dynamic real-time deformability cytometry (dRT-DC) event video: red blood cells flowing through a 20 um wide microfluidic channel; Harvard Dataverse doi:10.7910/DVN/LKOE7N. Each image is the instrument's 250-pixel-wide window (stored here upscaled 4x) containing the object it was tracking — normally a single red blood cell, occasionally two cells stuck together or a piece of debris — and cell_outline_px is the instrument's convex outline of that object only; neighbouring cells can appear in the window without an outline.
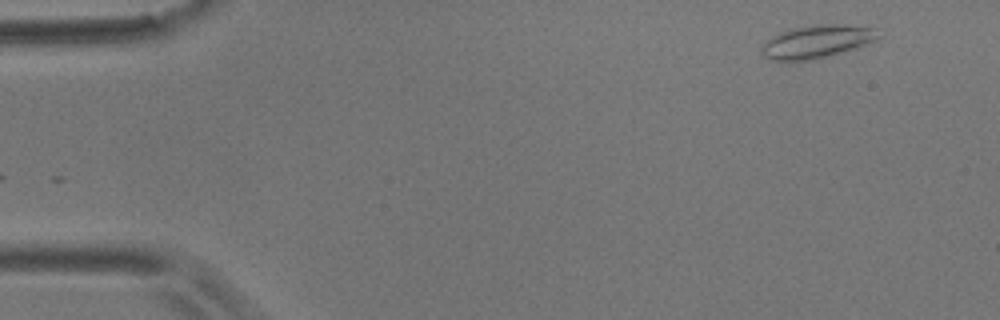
{"species": "common noctule bat (a hibernating species)", "species_latin": "Nyctalus noctula", "temperature_condition": "room temperature", "stored_images_in_passage": 54, "camera_frame_rate_fps": 3000, "um_per_image_px": 0.085, "animal": {"sex": "male", "body_mass_g": 17.9}, "frame": {"image": 1, "passage_image": 2, "time_ms": 0.333, "image_size_px": [1000, 320], "cell_outline_px": [[880, 36], [876, 40], [856, 48], [812, 60], [784, 64], [768, 60], [760, 52], [760, 48], [772, 36], [780, 32], [792, 28], [816, 24], [844, 24], [876, 28]], "centroid_in_image_um": [69.36, 3.57], "position_along_channel_um": 15.6, "area_um2": 23.06}}
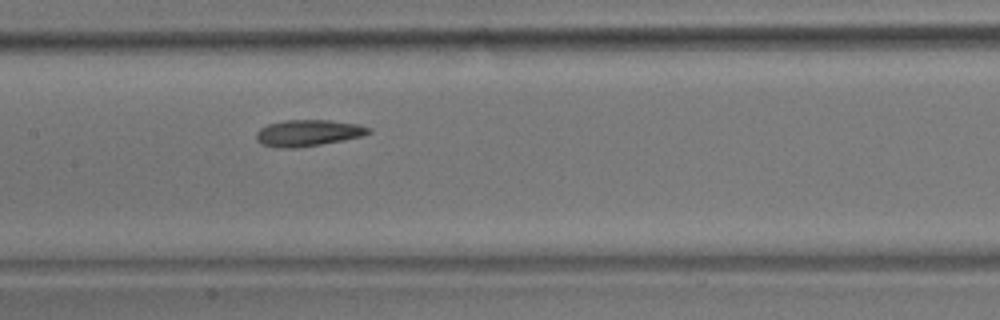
{"frame": {"image": 2, "passage_image": 25, "time_ms": 8.0, "image_size_px": [1000, 320], "cell_outline_px": [[372, 132], [360, 136], [320, 144], [292, 148], [276, 148], [260, 144], [256, 140], [256, 132], [260, 128], [268, 124], [284, 120], [328, 120], [360, 124], [372, 128]], "centroid_in_image_um": [26.15, 11.29], "position_along_channel_um": 181.2, "area_um2": 17.28}}
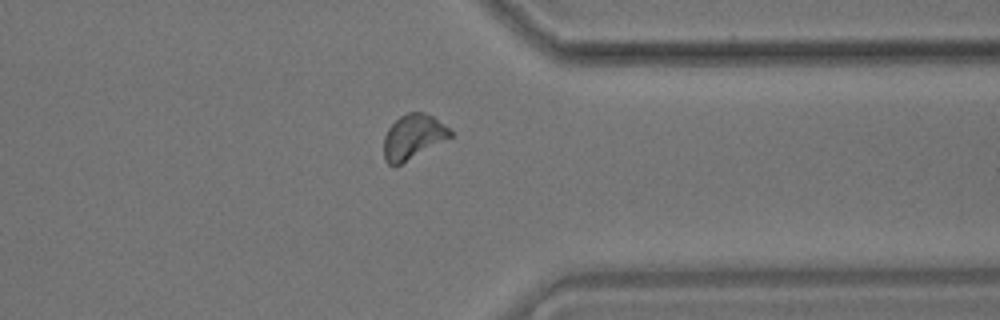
{"frame": {"image": 3, "passage_image": 42, "time_ms": 13.667, "image_size_px": [1000, 320], "cell_outline_px": [[452, 136], [400, 164], [388, 164], [384, 160], [384, 136], [388, 128], [400, 116], [408, 112], [424, 112], [432, 116], [448, 128], [452, 132]], "centroid_in_image_um": [35.08, 11.61], "position_along_channel_um": 376.3, "area_um2": 16.88}, "authors_computed_cell_mechanics": {"area_um2": 17.2533, "velocity_mm_per_s": 3.5303, "shape_relaxation_time_tau1_ms": 8.1608, "shape_relaxation_time_tau2_ms": 2.8622, "deformation_change_tau1": 0.1568, "deformation_change_tau2": 0.1038}}